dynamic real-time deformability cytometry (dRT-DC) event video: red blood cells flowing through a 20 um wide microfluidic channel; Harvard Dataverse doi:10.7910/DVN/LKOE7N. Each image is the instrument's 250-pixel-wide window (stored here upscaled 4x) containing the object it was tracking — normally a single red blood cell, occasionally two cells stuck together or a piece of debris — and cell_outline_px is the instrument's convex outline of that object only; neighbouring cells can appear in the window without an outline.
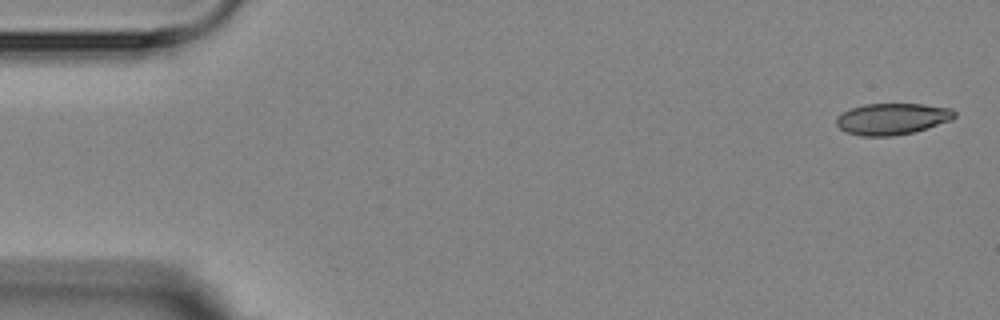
{"species": "Egyptian fruit bat (a non-hibernating species)", "species_latin": "Rousettus aegyptiacus", "temperature_condition": "room temperature", "stored_images_in_passage": 5, "camera_frame_rate_fps": 3000, "um_per_image_px": 0.085, "animal": {"sex": "female"}, "frame": {"image": 1, "passage_image": 1, "time_ms": 0.0, "image_size_px": [1000, 320], "cell_outline_px": [[956, 116], [952, 120], [912, 132], [892, 136], [860, 136], [844, 132], [836, 124], [836, 116], [852, 108], [864, 104], [924, 104], [952, 108], [956, 112]], "centroid_in_image_um": [75.83, 10.1], "position_along_channel_um": 9.2, "area_um2": 21.68}}
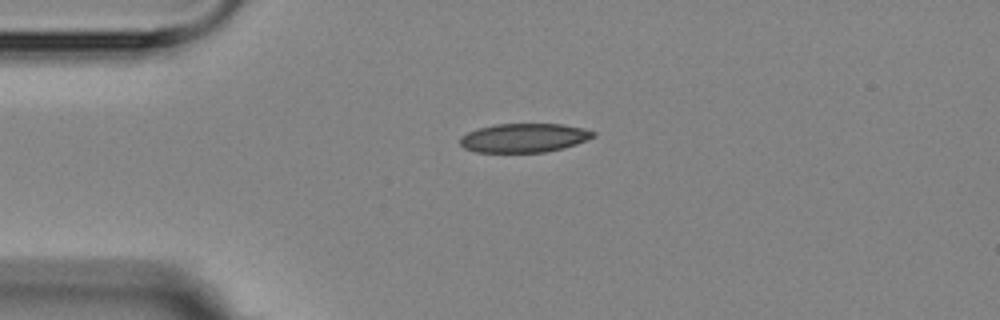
{"frame": {"image": 2, "passage_image": 4, "time_ms": 3.667, "image_size_px": [1000, 320], "cell_outline_px": [[596, 136], [576, 144], [564, 148], [544, 152], [476, 152], [464, 148], [460, 144], [460, 136], [476, 128], [496, 124], [564, 124], [584, 128], [596, 132]], "centroid_in_image_um": [44.55, 11.71], "position_along_channel_um": 40.5, "area_um2": 22.6}}